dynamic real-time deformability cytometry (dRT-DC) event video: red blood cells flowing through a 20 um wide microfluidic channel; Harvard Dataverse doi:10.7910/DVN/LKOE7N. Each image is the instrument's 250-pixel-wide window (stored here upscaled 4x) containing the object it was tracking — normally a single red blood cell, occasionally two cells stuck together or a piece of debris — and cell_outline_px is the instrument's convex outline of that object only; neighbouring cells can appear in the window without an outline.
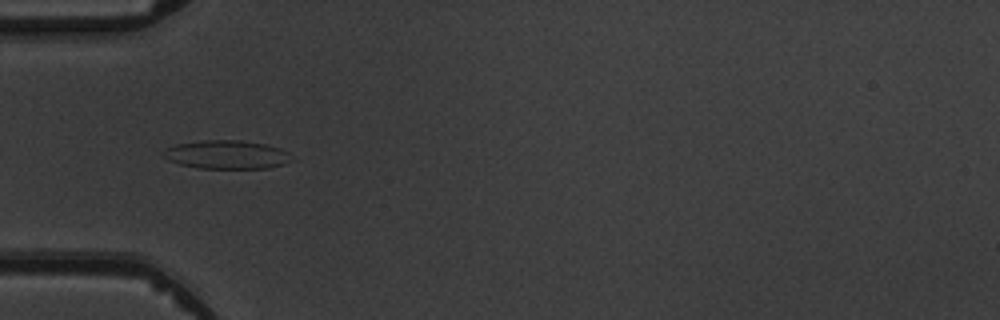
{"species": "common noctule bat (a hibernating species)", "species_latin": "Nyctalus noctula", "temperature_condition": "warm", "stored_images_in_passage": 3, "camera_frame_rate_fps": 3000, "um_per_image_px": 0.085, "animal": {"sex": "male", "body_mass_g": 19.5, "forearm_length_mm": 54.6}, "frame": {"image": 1, "passage_image": 1, "time_ms": 0.0, "image_size_px": [1000, 320], "cell_outline_px": [[292, 160], [284, 164], [268, 168], [196, 168], [180, 164], [168, 160], [160, 156], [160, 152], [164, 148], [176, 144], [204, 140], [240, 140], [268, 144], [280, 148], [288, 152]], "centroid_in_image_um": [19.22, 13.14], "position_along_channel_um": 65.8, "area_um2": 21.62}}
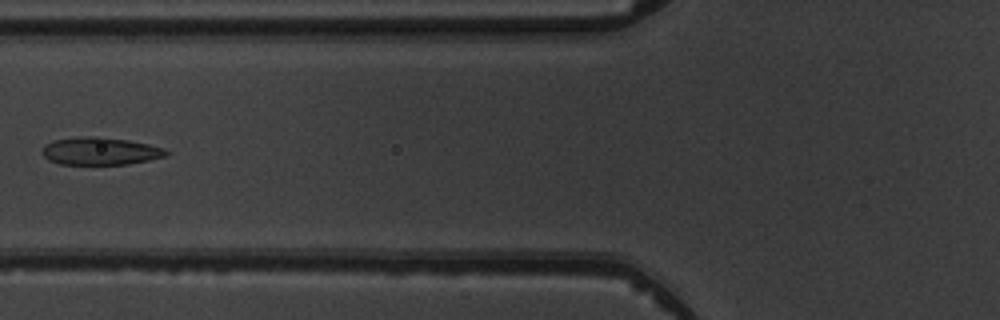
{"frame": {"image": 2, "passage_image": 2, "time_ms": 1.333, "image_size_px": [1000, 320], "cell_outline_px": [[172, 152], [168, 156], [128, 164], [60, 164], [48, 160], [40, 152], [44, 144], [52, 140], [80, 136], [100, 136], [128, 140], [148, 144], [164, 148]], "centroid_in_image_um": [8.51, 12.83], "position_along_channel_um": 117.3, "area_um2": 20.29}}
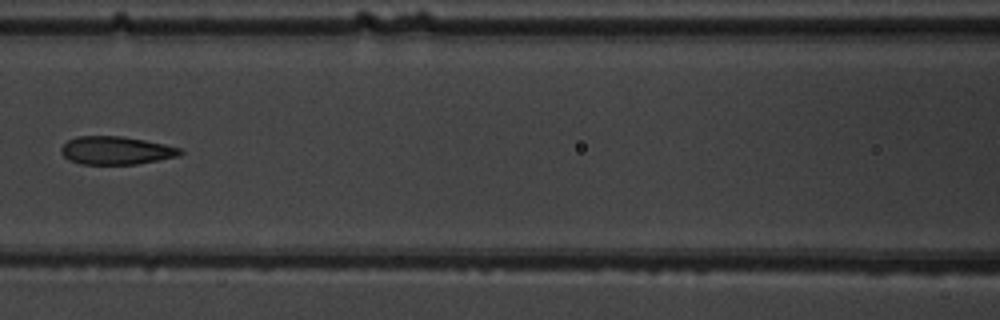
{"frame": {"image": 3, "passage_image": 3, "time_ms": 2.333, "image_size_px": [1000, 320], "cell_outline_px": [[184, 152], [180, 156], [136, 164], [80, 164], [68, 160], [60, 152], [60, 148], [68, 140], [76, 136], [120, 136], [144, 140], [164, 144], [180, 148]], "centroid_in_image_um": [9.85, 12.79], "position_along_channel_um": 156.8, "area_um2": 19.54}}